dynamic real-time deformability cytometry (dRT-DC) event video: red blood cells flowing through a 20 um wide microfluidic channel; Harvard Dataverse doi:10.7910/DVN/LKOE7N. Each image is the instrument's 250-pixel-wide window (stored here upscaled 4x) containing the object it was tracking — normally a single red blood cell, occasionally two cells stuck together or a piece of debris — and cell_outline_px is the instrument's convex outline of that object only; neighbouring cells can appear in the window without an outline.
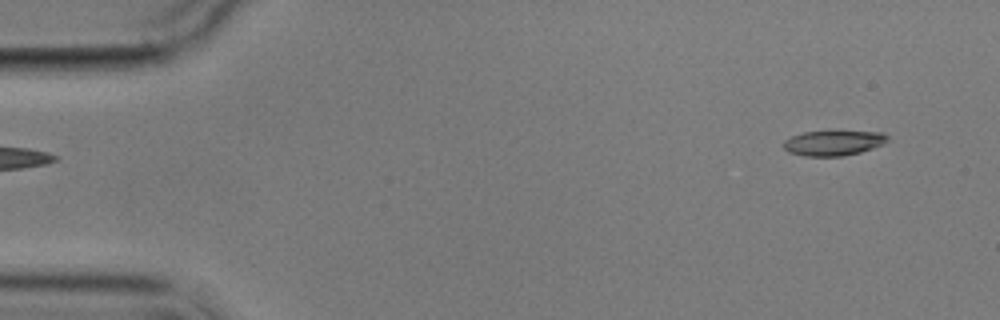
{"species": "common noctule bat (a hibernating species)", "species_latin": "Nyctalus noctula", "temperature_condition": "cold", "stored_images_in_passage": 4, "camera_frame_rate_fps": 3000, "um_per_image_px": 0.085, "animal": {"sex": "male", "body_mass_g": 17.9}, "frame": {"image": 1, "passage_image": 4, "time_ms": 4.667, "image_size_px": [1000, 320], "cell_outline_px": [[892, 140], [884, 144], [860, 152], [840, 156], [804, 156], [788, 152], [784, 148], [784, 140], [792, 136], [804, 132], [884, 132]], "centroid_in_image_um": [70.88, 12.16], "position_along_channel_um": 14.1, "area_um2": 15.09}}